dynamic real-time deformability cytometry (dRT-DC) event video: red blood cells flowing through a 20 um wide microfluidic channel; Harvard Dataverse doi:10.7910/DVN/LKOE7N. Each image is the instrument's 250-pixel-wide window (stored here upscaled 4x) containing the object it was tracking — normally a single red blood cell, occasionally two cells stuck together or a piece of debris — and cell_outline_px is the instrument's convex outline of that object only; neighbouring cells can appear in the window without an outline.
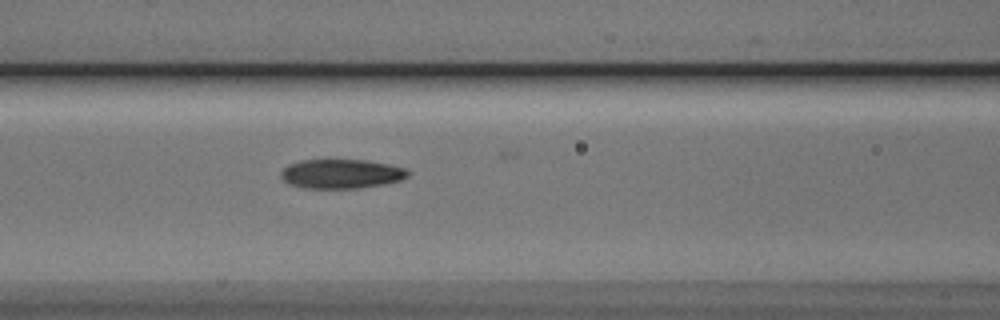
{"species": "Egyptian fruit bat (a non-hibernating species)", "species_latin": "Rousettus aegyptiacus", "temperature_condition": "cold", "stored_images_in_passage": 23, "camera_frame_rate_fps": 3000, "um_per_image_px": 0.085, "animal": {"sex": "male"}, "frame": {"image": 1, "passage_image": 7, "time_ms": 2.0, "image_size_px": [1000, 320], "cell_outline_px": [[412, 172], [408, 176], [400, 180], [384, 184], [356, 188], [304, 188], [288, 184], [280, 176], [280, 172], [288, 164], [300, 160], [368, 160], [388, 164], [404, 168]], "centroid_in_image_um": [29.0, 14.77], "position_along_channel_um": 137.6, "area_um2": 21.73}}
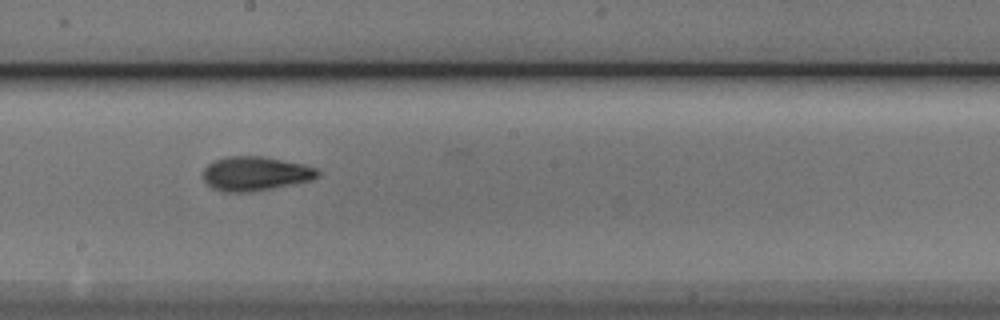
{"frame": {"image": 2, "passage_image": 14, "time_ms": 4.333, "image_size_px": [1000, 320], "cell_outline_px": [[320, 176], [312, 180], [252, 192], [224, 192], [212, 188], [204, 180], [204, 168], [212, 160], [228, 156], [260, 156], [304, 164], [316, 168], [320, 172]], "centroid_in_image_um": [21.7, 14.76], "position_along_channel_um": 226.5, "area_um2": 22.89}}
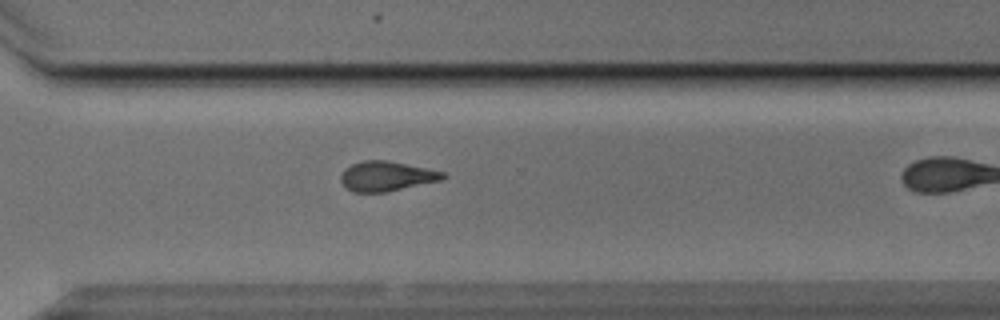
{"frame": {"image": 3, "passage_image": 19, "time_ms": 6.0, "image_size_px": [1000, 320], "cell_outline_px": [[448, 176], [440, 180], [388, 192], [352, 192], [340, 180], [340, 176], [344, 168], [352, 164], [364, 160], [388, 160], [444, 172]], "centroid_in_image_um": [32.84, 14.97], "position_along_channel_um": 337.8, "area_um2": 17.69}}